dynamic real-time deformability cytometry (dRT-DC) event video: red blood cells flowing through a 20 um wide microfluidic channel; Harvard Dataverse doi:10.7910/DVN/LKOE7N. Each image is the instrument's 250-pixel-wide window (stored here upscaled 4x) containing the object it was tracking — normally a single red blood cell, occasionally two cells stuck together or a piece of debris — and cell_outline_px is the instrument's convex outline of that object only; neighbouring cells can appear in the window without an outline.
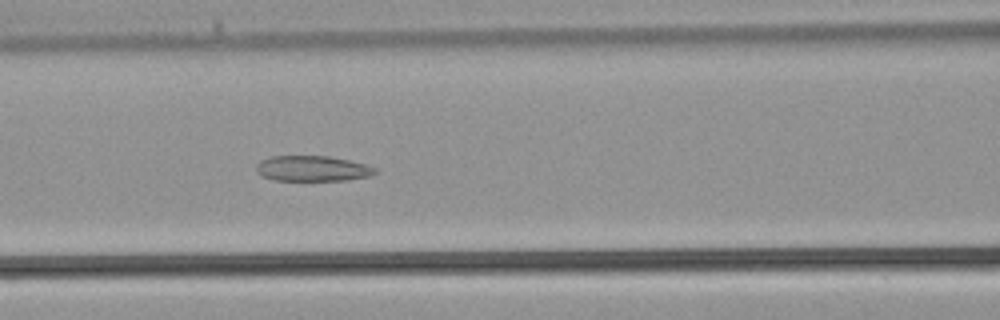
{"species": "common noctule bat (a hibernating species)", "species_latin": "Nyctalus noctula", "temperature_condition": "warm", "stored_images_in_passage": 39, "camera_frame_rate_fps": 3000, "um_per_image_px": 0.085, "animal": {"sex": "male", "body_mass_g": 21.5, "forearm_length_mm": 52.0}, "frame": {"image": 1, "passage_image": 16, "time_ms": 5.0, "image_size_px": [1000, 320], "cell_outline_px": [[380, 172], [368, 176], [348, 180], [276, 180], [260, 176], [256, 172], [256, 164], [260, 160], [272, 156], [328, 156], [348, 160], [364, 164], [376, 168]], "centroid_in_image_um": [26.53, 14.32], "position_along_channel_um": 140.1, "area_um2": 17.69}}
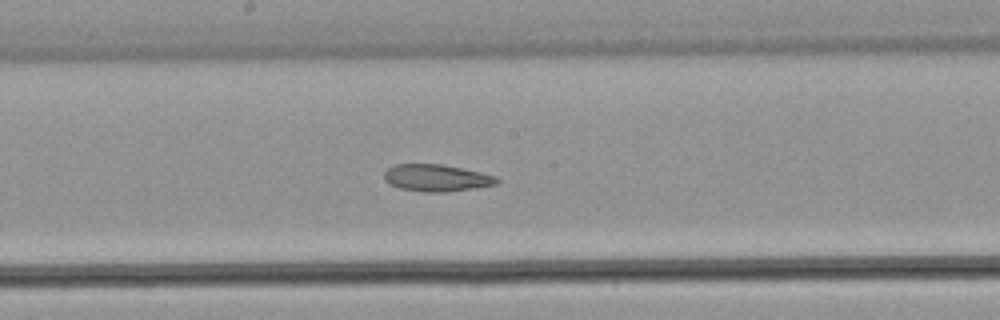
{"frame": {"image": 2, "passage_image": 20, "time_ms": 6.333, "image_size_px": [1000, 320], "cell_outline_px": [[500, 184], [476, 188], [448, 192], [424, 192], [400, 188], [388, 184], [384, 180], [384, 172], [392, 164], [444, 164], [480, 172], [496, 176], [500, 180]], "centroid_in_image_um": [37.11, 15.12], "position_along_channel_um": 211.1, "area_um2": 18.03}}
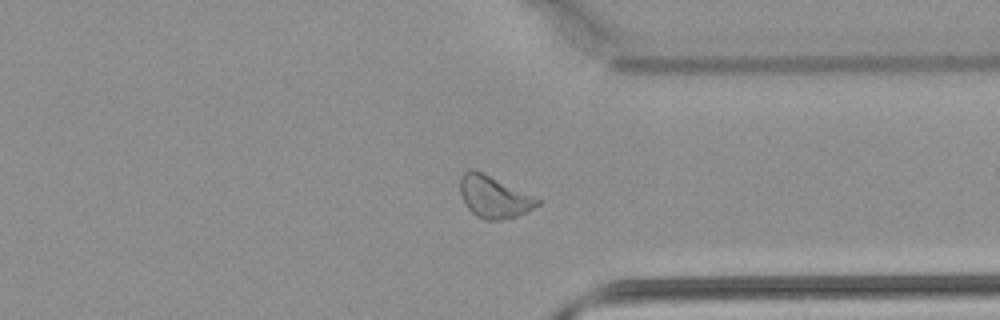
{"frame": {"image": 3, "passage_image": 29, "time_ms": 9.333, "image_size_px": [1000, 320], "cell_outline_px": [[544, 200], [540, 204], [516, 216], [500, 220], [484, 220], [476, 216], [468, 208], [460, 192], [460, 176], [468, 168], [472, 168], [536, 196]], "centroid_in_image_um": [42.0, 16.72], "position_along_channel_um": 369.4, "area_um2": 18.9}}